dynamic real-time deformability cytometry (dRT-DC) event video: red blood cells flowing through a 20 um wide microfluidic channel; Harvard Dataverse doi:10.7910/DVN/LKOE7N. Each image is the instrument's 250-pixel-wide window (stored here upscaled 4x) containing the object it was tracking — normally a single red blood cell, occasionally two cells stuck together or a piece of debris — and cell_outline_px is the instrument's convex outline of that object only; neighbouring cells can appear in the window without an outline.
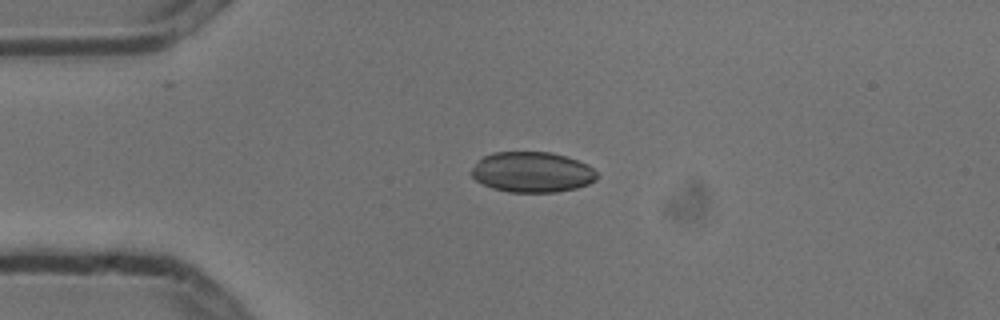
{"species": "common noctule bat (a hibernating species)", "species_latin": "Nyctalus noctula", "temperature_condition": "cold", "stored_images_in_passage": 2, "camera_frame_rate_fps": 3000, "um_per_image_px": 0.085, "animal": {"sex": "male", "body_mass_g": 13.3}, "frame": {"image": 1, "passage_image": 1, "time_ms": 0.0, "image_size_px": [1000, 320], "cell_outline_px": [[600, 176], [596, 180], [588, 184], [576, 188], [556, 192], [508, 192], [492, 188], [476, 180], [468, 172], [476, 160], [492, 152], [552, 152], [568, 156], [588, 164]], "centroid_in_image_um": [45.22, 14.62], "position_along_channel_um": 39.8, "area_um2": 30.06}}